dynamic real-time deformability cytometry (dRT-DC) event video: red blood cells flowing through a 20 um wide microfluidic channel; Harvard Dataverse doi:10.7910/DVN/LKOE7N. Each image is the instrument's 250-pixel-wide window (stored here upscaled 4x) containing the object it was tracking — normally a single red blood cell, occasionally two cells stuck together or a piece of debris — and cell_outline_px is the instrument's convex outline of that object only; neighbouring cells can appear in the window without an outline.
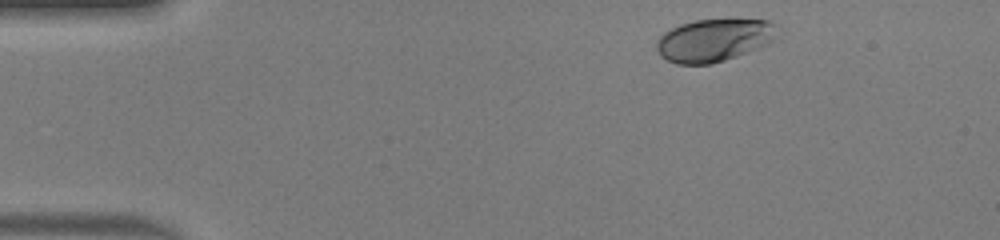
{"species": "human", "species_latin": "Homo sapiens", "temperature_condition": "warm", "stored_images_in_passage": 39, "camera_frame_rate_fps": 3000, "um_per_image_px": 0.085, "donor": {"sex": "male"}, "frame": {"image": 1, "passage_image": 1, "time_ms": 0.0, "image_size_px": [1000, 240], "cell_outline_px": [[780, 36], [768, 44], [760, 48], [712, 64], [676, 64], [660, 56], [656, 48], [656, 44], [660, 36], [664, 32], [680, 24], [696, 20], [772, 20], [776, 24]], "centroid_in_image_um": [60.74, 3.42], "position_along_channel_um": 24.3, "area_um2": 30.23}}
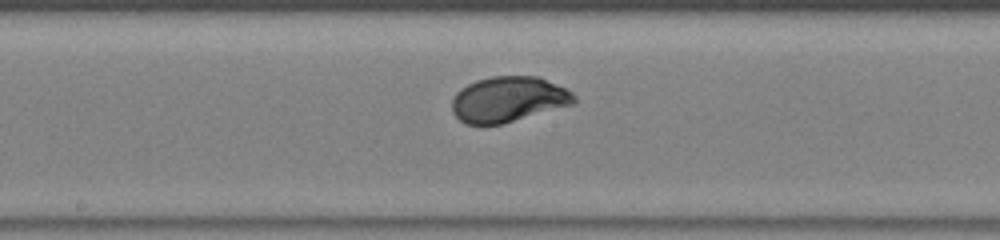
{"frame": {"image": 2, "passage_image": 20, "time_ms": 6.333, "image_size_px": [1000, 240], "cell_outline_px": [[576, 104], [500, 124], [464, 124], [452, 112], [452, 100], [456, 92], [460, 88], [476, 80], [492, 76], [540, 76], [572, 92], [576, 96]], "centroid_in_image_um": [43.22, 8.43], "position_along_channel_um": 205.0, "area_um2": 32.48}}
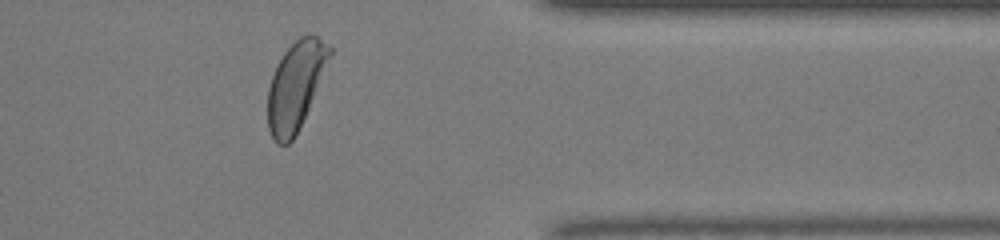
{"frame": {"image": 3, "passage_image": 34, "time_ms": 11.0, "image_size_px": [1000, 240], "cell_outline_px": [[332, 56], [308, 108], [292, 140], [288, 144], [276, 144], [268, 128], [268, 88], [276, 64], [284, 52], [300, 36], [316, 36], [332, 48]], "centroid_in_image_um": [25.12, 7.27], "position_along_channel_um": 386.3, "area_um2": 31.15}, "authors_computed_cell_mechanics": {"area_um2": 32.2524, "velocity_mm_per_s": 4.1896, "shape_relaxation_time_tau1_ms": 2.2701, "shape_relaxation_time_tau2_ms": null, "deformation_change_tau1": 0.1653, "deformation_change_tau2": null}}